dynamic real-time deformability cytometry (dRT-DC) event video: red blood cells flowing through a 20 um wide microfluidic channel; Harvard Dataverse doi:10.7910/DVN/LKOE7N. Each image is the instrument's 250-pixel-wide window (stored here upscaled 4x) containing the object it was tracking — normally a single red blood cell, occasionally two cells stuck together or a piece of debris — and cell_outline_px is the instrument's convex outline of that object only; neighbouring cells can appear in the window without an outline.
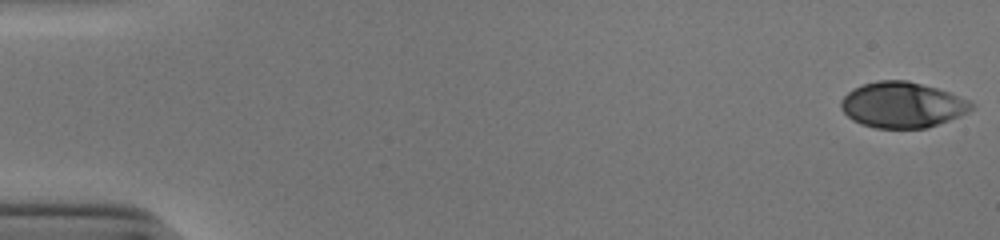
{"species": "human", "species_latin": "Homo sapiens", "temperature_condition": "cold", "stored_images_in_passage": 53, "camera_frame_rate_fps": 3000, "um_per_image_px": 0.085, "donor": {"sex": "male"}, "frame": {"image": 1, "passage_image": 1, "time_ms": 0.0, "image_size_px": [1000, 240], "cell_outline_px": [[972, 108], [968, 112], [960, 116], [928, 128], [876, 128], [860, 124], [852, 120], [840, 108], [840, 100], [852, 88], [876, 80], [908, 80], [936, 88], [948, 92], [968, 100], [972, 104]], "centroid_in_image_um": [76.65, 8.92], "position_along_channel_um": 8.3, "area_um2": 34.74}}
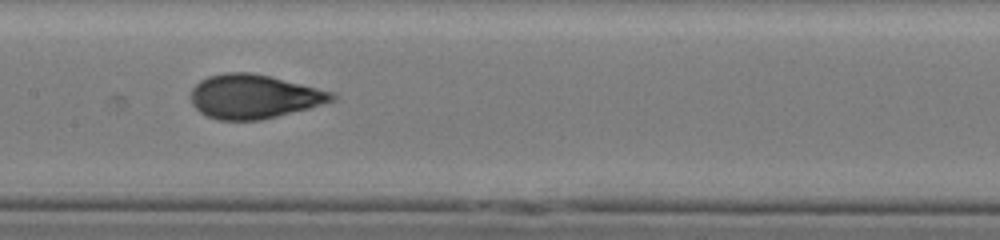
{"frame": {"image": 2, "passage_image": 27, "time_ms": 8.667, "image_size_px": [1000, 240], "cell_outline_px": [[336, 96], [332, 100], [308, 108], [260, 120], [220, 120], [208, 116], [200, 112], [192, 104], [192, 88], [200, 80], [208, 76], [224, 72], [252, 72], [272, 76], [332, 92]], "centroid_in_image_um": [21.54, 8.19], "position_along_channel_um": 185.9, "area_um2": 35.84}}
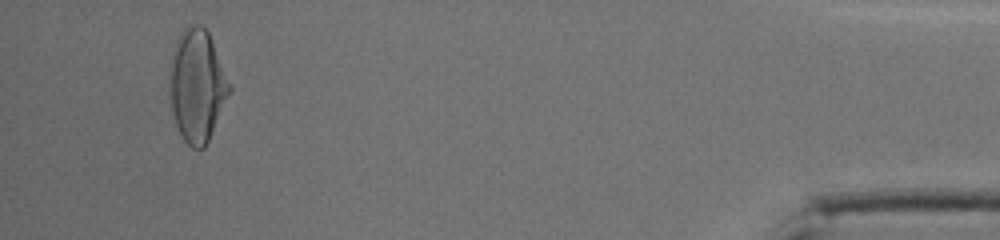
{"frame": {"image": 3, "passage_image": 50, "time_ms": 16.333, "image_size_px": [1000, 240], "cell_outline_px": [[232, 88], [208, 140], [204, 148], [192, 148], [184, 140], [176, 124], [172, 112], [172, 56], [176, 40], [180, 32], [188, 24], [200, 24], [208, 32]], "centroid_in_image_um": [16.78, 7.26], "position_along_channel_um": 418.4, "area_um2": 37.97}, "authors_computed_cell_mechanics": {"area_um2": 35.6626, "velocity_mm_per_s": 3.9275, "shape_relaxation_time_tau1_ms": 5.8609, "shape_relaxation_time_tau2_ms": null, "deformation_change_tau1": 0.2204, "deformation_change_tau2": null}}